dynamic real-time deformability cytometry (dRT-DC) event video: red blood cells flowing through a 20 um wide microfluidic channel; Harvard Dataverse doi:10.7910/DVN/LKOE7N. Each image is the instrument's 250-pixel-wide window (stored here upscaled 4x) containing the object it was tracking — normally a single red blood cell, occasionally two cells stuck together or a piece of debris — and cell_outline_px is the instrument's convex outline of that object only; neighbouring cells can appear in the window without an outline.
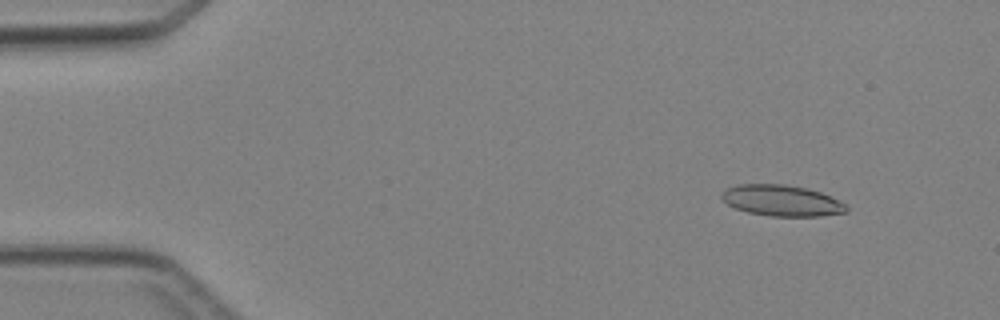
{"species": "Egyptian fruit bat (a non-hibernating species)", "species_latin": "Rousettus aegyptiacus", "temperature_condition": "cold", "stored_images_in_passage": 5, "camera_frame_rate_fps": 3000, "um_per_image_px": 0.085, "animal": {"sex": "female"}, "frame": {"image": 1, "passage_image": 2, "time_ms": 1.333, "image_size_px": [1000, 320], "cell_outline_px": [[848, 212], [820, 216], [772, 216], [748, 212], [736, 208], [728, 204], [720, 196], [720, 192], [724, 188], [740, 184], [784, 184], [808, 188], [820, 192], [848, 204]], "centroid_in_image_um": [66.45, 17.04], "position_along_channel_um": 18.5, "area_um2": 22.72}}